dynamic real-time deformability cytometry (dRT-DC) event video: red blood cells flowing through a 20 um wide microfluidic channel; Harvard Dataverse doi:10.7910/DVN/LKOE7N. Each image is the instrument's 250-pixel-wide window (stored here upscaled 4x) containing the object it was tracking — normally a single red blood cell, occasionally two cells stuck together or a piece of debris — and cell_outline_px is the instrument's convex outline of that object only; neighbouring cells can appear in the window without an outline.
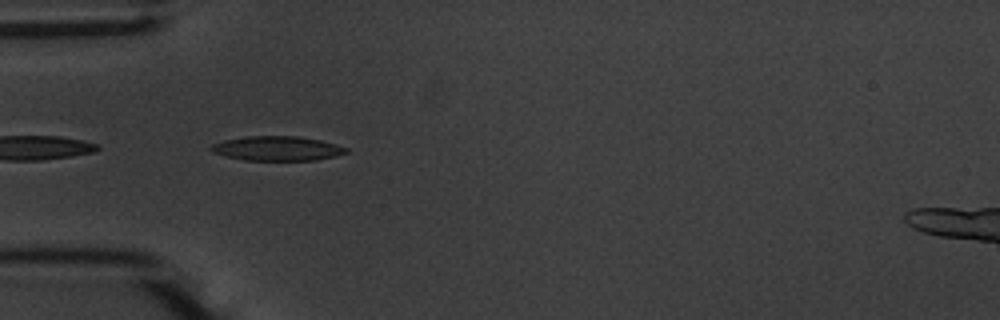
{"species": "common noctule bat (a hibernating species)", "species_latin": "Nyctalus noctula", "temperature_condition": "warm", "stored_images_in_passage": 12, "camera_frame_rate_fps": 3000, "um_per_image_px": 0.085, "animal": {"sex": "male", "body_mass_g": 20.1, "forearm_length_mm": 53.5}, "frame": {"image": 1, "passage_image": 1, "time_ms": 0.0, "image_size_px": [1000, 320], "cell_outline_px": [[348, 152], [336, 156], [316, 160], [244, 160], [212, 152], [208, 148], [212, 144], [224, 140], [244, 136], [300, 136], [320, 140], [336, 144], [348, 148]], "centroid_in_image_um": [23.57, 12.61], "position_along_channel_um": 61.4, "area_um2": 19.31}}